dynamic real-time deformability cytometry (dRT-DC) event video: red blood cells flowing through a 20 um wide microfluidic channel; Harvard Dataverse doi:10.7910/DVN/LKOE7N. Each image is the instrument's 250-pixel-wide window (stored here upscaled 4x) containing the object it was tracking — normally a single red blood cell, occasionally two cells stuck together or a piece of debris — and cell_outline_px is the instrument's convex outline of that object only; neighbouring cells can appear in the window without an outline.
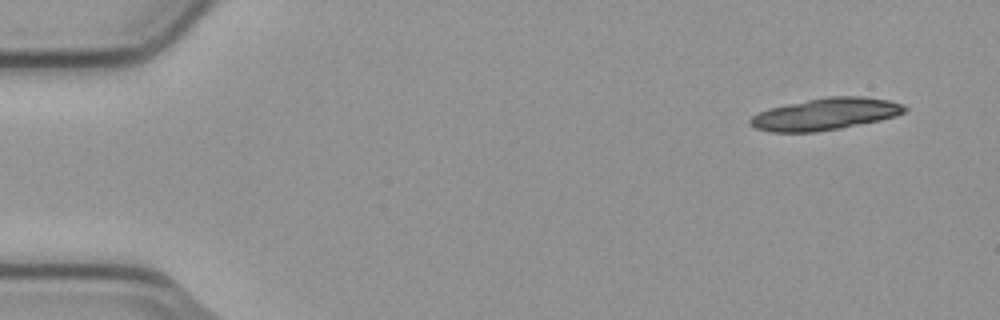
{"species": "common noctule bat (a hibernating species)", "species_latin": "Nyctalus noctula", "temperature_condition": "cold", "stored_images_in_passage": 10, "camera_frame_rate_fps": 3000, "um_per_image_px": 0.085, "animal": {"sex": "male", "body_mass_g": 23.1, "forearm_length_mm": 52.7}, "frame": {"image": 1, "passage_image": 1, "time_ms": 0.0, "image_size_px": [1000, 320], "cell_outline_px": [[908, 108], [904, 112], [896, 116], [880, 120], [840, 128], [816, 132], [772, 132], [756, 128], [748, 124], [748, 120], [752, 116], [768, 108], [828, 96], [860, 96], [888, 100], [904, 104]], "centroid_in_image_um": [70.16, 9.7], "position_along_channel_um": 14.8, "area_um2": 28.61}}
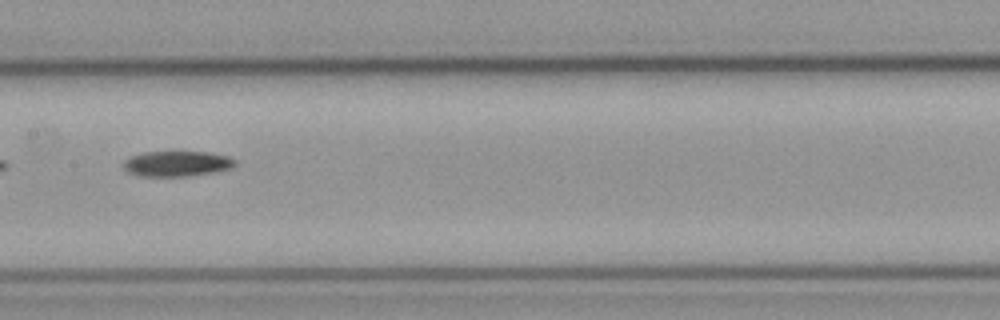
{"frame": {"image": 2, "passage_image": 7, "time_ms": 2.0, "image_size_px": [1000, 320], "cell_outline_px": [[236, 164], [232, 168], [212, 172], [184, 176], [140, 176], [128, 172], [124, 168], [124, 160], [132, 156], [144, 152], [208, 152], [228, 156], [236, 160]], "centroid_in_image_um": [15.05, 13.91], "position_along_channel_um": 192.4, "area_um2": 16.36}}
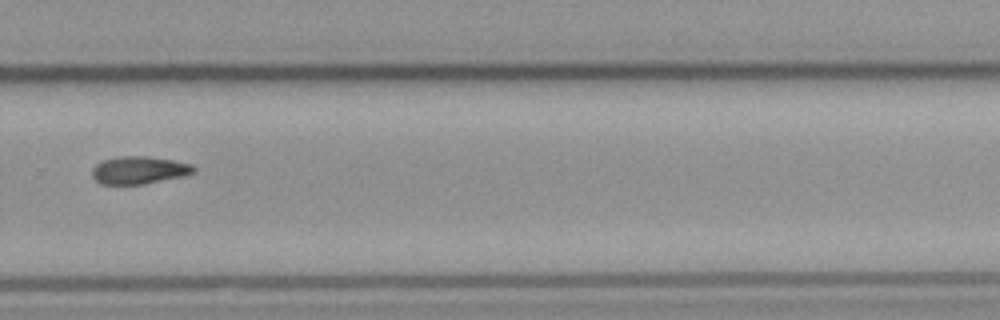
{"frame": {"image": 3, "passage_image": 10, "time_ms": 3.0, "image_size_px": [1000, 320], "cell_outline_px": [[196, 172], [184, 176], [144, 184], [100, 184], [92, 176], [92, 168], [96, 164], [104, 160], [120, 156], [148, 156], [172, 160], [192, 164], [196, 168]], "centroid_in_image_um": [11.84, 14.46], "position_along_channel_um": 318.0, "area_um2": 16.42}}